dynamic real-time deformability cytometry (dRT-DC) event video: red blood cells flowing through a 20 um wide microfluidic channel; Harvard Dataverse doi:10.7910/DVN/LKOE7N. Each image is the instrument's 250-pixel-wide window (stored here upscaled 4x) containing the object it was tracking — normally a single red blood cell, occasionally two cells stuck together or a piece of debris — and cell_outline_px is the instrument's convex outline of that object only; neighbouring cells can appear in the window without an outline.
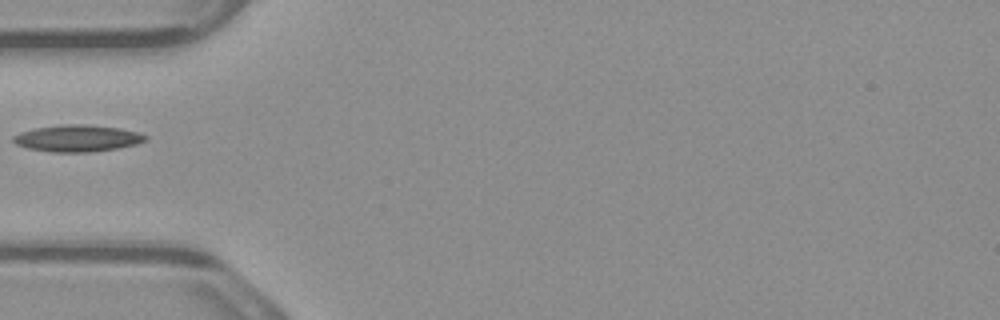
{"species": "common noctule bat (a hibernating species)", "species_latin": "Nyctalus noctula", "temperature_condition": "warm", "stored_images_in_passage": 2, "camera_frame_rate_fps": 3000, "um_per_image_px": 0.085, "animal": {"sex": "male", "body_mass_g": 23.1, "forearm_length_mm": 52.7}, "frame": {"image": 1, "passage_image": 1, "time_ms": 0.0, "image_size_px": [1000, 320], "cell_outline_px": [[148, 136], [144, 140], [136, 144], [116, 148], [92, 152], [52, 152], [28, 148], [16, 144], [12, 140], [12, 136], [20, 132], [36, 128], [60, 124], [84, 124], [120, 128], [136, 132]], "centroid_in_image_um": [6.54, 11.75], "position_along_channel_um": 78.5, "area_um2": 20.46}}
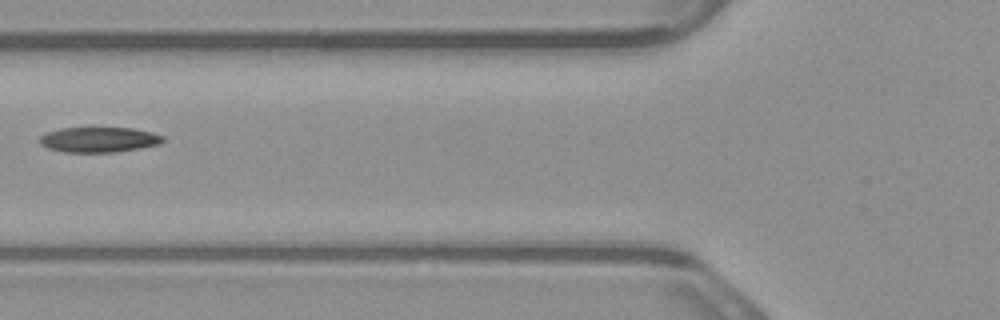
{"frame": {"image": 2, "passage_image": 2, "time_ms": 0.333, "image_size_px": [1000, 320], "cell_outline_px": [[164, 140], [160, 144], [140, 148], [116, 152], [64, 152], [48, 148], [40, 144], [40, 136], [48, 132], [60, 128], [132, 128], [152, 132], [164, 136]], "centroid_in_image_um": [8.43, 11.87], "position_along_channel_um": 117.4, "area_um2": 18.09}}